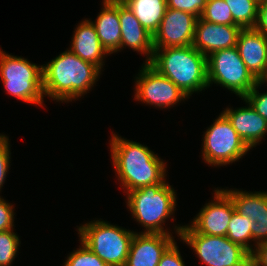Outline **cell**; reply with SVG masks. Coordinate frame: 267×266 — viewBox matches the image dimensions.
Masks as SVG:
<instances>
[{"instance_id":"obj_27","label":"cell","mask_w":267,"mask_h":266,"mask_svg":"<svg viewBox=\"0 0 267 266\" xmlns=\"http://www.w3.org/2000/svg\"><path fill=\"white\" fill-rule=\"evenodd\" d=\"M264 85L262 81H259L244 97L251 107L267 120V91L260 93L259 89Z\"/></svg>"},{"instance_id":"obj_37","label":"cell","mask_w":267,"mask_h":266,"mask_svg":"<svg viewBox=\"0 0 267 266\" xmlns=\"http://www.w3.org/2000/svg\"><path fill=\"white\" fill-rule=\"evenodd\" d=\"M248 266H255L252 262H250V264Z\"/></svg>"},{"instance_id":"obj_26","label":"cell","mask_w":267,"mask_h":266,"mask_svg":"<svg viewBox=\"0 0 267 266\" xmlns=\"http://www.w3.org/2000/svg\"><path fill=\"white\" fill-rule=\"evenodd\" d=\"M78 248L69 253L63 266H108L93 253L80 239Z\"/></svg>"},{"instance_id":"obj_1","label":"cell","mask_w":267,"mask_h":266,"mask_svg":"<svg viewBox=\"0 0 267 266\" xmlns=\"http://www.w3.org/2000/svg\"><path fill=\"white\" fill-rule=\"evenodd\" d=\"M115 176L123 193L167 182V163L147 145L113 133L109 140Z\"/></svg>"},{"instance_id":"obj_25","label":"cell","mask_w":267,"mask_h":266,"mask_svg":"<svg viewBox=\"0 0 267 266\" xmlns=\"http://www.w3.org/2000/svg\"><path fill=\"white\" fill-rule=\"evenodd\" d=\"M19 235L13 230L0 232V266H12L19 255L21 241Z\"/></svg>"},{"instance_id":"obj_2","label":"cell","mask_w":267,"mask_h":266,"mask_svg":"<svg viewBox=\"0 0 267 266\" xmlns=\"http://www.w3.org/2000/svg\"><path fill=\"white\" fill-rule=\"evenodd\" d=\"M44 96L66 103L84 98L102 75L93 63L82 60L68 48L42 65Z\"/></svg>"},{"instance_id":"obj_12","label":"cell","mask_w":267,"mask_h":266,"mask_svg":"<svg viewBox=\"0 0 267 266\" xmlns=\"http://www.w3.org/2000/svg\"><path fill=\"white\" fill-rule=\"evenodd\" d=\"M197 19L192 13L166 8L160 26L153 34V48L191 46Z\"/></svg>"},{"instance_id":"obj_13","label":"cell","mask_w":267,"mask_h":266,"mask_svg":"<svg viewBox=\"0 0 267 266\" xmlns=\"http://www.w3.org/2000/svg\"><path fill=\"white\" fill-rule=\"evenodd\" d=\"M240 215L249 217L252 239L256 245L267 242V191H246L222 188Z\"/></svg>"},{"instance_id":"obj_20","label":"cell","mask_w":267,"mask_h":266,"mask_svg":"<svg viewBox=\"0 0 267 266\" xmlns=\"http://www.w3.org/2000/svg\"><path fill=\"white\" fill-rule=\"evenodd\" d=\"M92 22L102 47L109 55L121 52V25L119 3H103L100 12Z\"/></svg>"},{"instance_id":"obj_11","label":"cell","mask_w":267,"mask_h":266,"mask_svg":"<svg viewBox=\"0 0 267 266\" xmlns=\"http://www.w3.org/2000/svg\"><path fill=\"white\" fill-rule=\"evenodd\" d=\"M213 191V200L204 204L189 225L199 234L226 236L235 206L221 187Z\"/></svg>"},{"instance_id":"obj_33","label":"cell","mask_w":267,"mask_h":266,"mask_svg":"<svg viewBox=\"0 0 267 266\" xmlns=\"http://www.w3.org/2000/svg\"><path fill=\"white\" fill-rule=\"evenodd\" d=\"M251 262L255 266H267V242L258 244L251 254Z\"/></svg>"},{"instance_id":"obj_28","label":"cell","mask_w":267,"mask_h":266,"mask_svg":"<svg viewBox=\"0 0 267 266\" xmlns=\"http://www.w3.org/2000/svg\"><path fill=\"white\" fill-rule=\"evenodd\" d=\"M9 136L0 133V193L4 187L8 171L11 167V147Z\"/></svg>"},{"instance_id":"obj_5","label":"cell","mask_w":267,"mask_h":266,"mask_svg":"<svg viewBox=\"0 0 267 266\" xmlns=\"http://www.w3.org/2000/svg\"><path fill=\"white\" fill-rule=\"evenodd\" d=\"M80 225L76 228L78 237L93 253L108 266H125L136 231L101 218Z\"/></svg>"},{"instance_id":"obj_7","label":"cell","mask_w":267,"mask_h":266,"mask_svg":"<svg viewBox=\"0 0 267 266\" xmlns=\"http://www.w3.org/2000/svg\"><path fill=\"white\" fill-rule=\"evenodd\" d=\"M0 80L10 96L30 105L45 107L42 65L0 49Z\"/></svg>"},{"instance_id":"obj_24","label":"cell","mask_w":267,"mask_h":266,"mask_svg":"<svg viewBox=\"0 0 267 266\" xmlns=\"http://www.w3.org/2000/svg\"><path fill=\"white\" fill-rule=\"evenodd\" d=\"M200 18L206 22L216 24L236 25L225 0H207V4Z\"/></svg>"},{"instance_id":"obj_22","label":"cell","mask_w":267,"mask_h":266,"mask_svg":"<svg viewBox=\"0 0 267 266\" xmlns=\"http://www.w3.org/2000/svg\"><path fill=\"white\" fill-rule=\"evenodd\" d=\"M252 222L249 217L240 215L238 212H234L231 220L228 224V230L226 237L234 243L241 245L250 254H252L256 248V244L252 239L251 226ZM254 247V248H253Z\"/></svg>"},{"instance_id":"obj_35","label":"cell","mask_w":267,"mask_h":266,"mask_svg":"<svg viewBox=\"0 0 267 266\" xmlns=\"http://www.w3.org/2000/svg\"><path fill=\"white\" fill-rule=\"evenodd\" d=\"M262 82H263L264 84L267 83V76L262 80ZM265 86H267V84H266Z\"/></svg>"},{"instance_id":"obj_8","label":"cell","mask_w":267,"mask_h":266,"mask_svg":"<svg viewBox=\"0 0 267 266\" xmlns=\"http://www.w3.org/2000/svg\"><path fill=\"white\" fill-rule=\"evenodd\" d=\"M202 139V160L211 167H223L238 162L250 151L222 112L207 127Z\"/></svg>"},{"instance_id":"obj_19","label":"cell","mask_w":267,"mask_h":266,"mask_svg":"<svg viewBox=\"0 0 267 266\" xmlns=\"http://www.w3.org/2000/svg\"><path fill=\"white\" fill-rule=\"evenodd\" d=\"M78 24L74 28L69 50L82 60L93 63L103 72L105 58L109 54L102 47L97 32L88 18Z\"/></svg>"},{"instance_id":"obj_9","label":"cell","mask_w":267,"mask_h":266,"mask_svg":"<svg viewBox=\"0 0 267 266\" xmlns=\"http://www.w3.org/2000/svg\"><path fill=\"white\" fill-rule=\"evenodd\" d=\"M208 87L216 84L243 98L259 81L242 61L237 47L207 56Z\"/></svg>"},{"instance_id":"obj_15","label":"cell","mask_w":267,"mask_h":266,"mask_svg":"<svg viewBox=\"0 0 267 266\" xmlns=\"http://www.w3.org/2000/svg\"><path fill=\"white\" fill-rule=\"evenodd\" d=\"M174 241L173 235L136 232L125 266H158L162 254Z\"/></svg>"},{"instance_id":"obj_34","label":"cell","mask_w":267,"mask_h":266,"mask_svg":"<svg viewBox=\"0 0 267 266\" xmlns=\"http://www.w3.org/2000/svg\"><path fill=\"white\" fill-rule=\"evenodd\" d=\"M126 0H102L103 3H124Z\"/></svg>"},{"instance_id":"obj_17","label":"cell","mask_w":267,"mask_h":266,"mask_svg":"<svg viewBox=\"0 0 267 266\" xmlns=\"http://www.w3.org/2000/svg\"><path fill=\"white\" fill-rule=\"evenodd\" d=\"M236 47L250 73L262 81L267 76V38L255 28L242 29Z\"/></svg>"},{"instance_id":"obj_18","label":"cell","mask_w":267,"mask_h":266,"mask_svg":"<svg viewBox=\"0 0 267 266\" xmlns=\"http://www.w3.org/2000/svg\"><path fill=\"white\" fill-rule=\"evenodd\" d=\"M119 21L121 25V51L129 48L145 57L149 63L153 57V35L147 31L124 4L119 3Z\"/></svg>"},{"instance_id":"obj_14","label":"cell","mask_w":267,"mask_h":266,"mask_svg":"<svg viewBox=\"0 0 267 266\" xmlns=\"http://www.w3.org/2000/svg\"><path fill=\"white\" fill-rule=\"evenodd\" d=\"M242 28L237 25H223L198 18L192 46L206 57L210 54L236 46Z\"/></svg>"},{"instance_id":"obj_4","label":"cell","mask_w":267,"mask_h":266,"mask_svg":"<svg viewBox=\"0 0 267 266\" xmlns=\"http://www.w3.org/2000/svg\"><path fill=\"white\" fill-rule=\"evenodd\" d=\"M124 195L131 218L144 228L141 233L173 235L165 226L166 220L175 221L172 216L177 206V192L169 182L143 186Z\"/></svg>"},{"instance_id":"obj_10","label":"cell","mask_w":267,"mask_h":266,"mask_svg":"<svg viewBox=\"0 0 267 266\" xmlns=\"http://www.w3.org/2000/svg\"><path fill=\"white\" fill-rule=\"evenodd\" d=\"M134 100L157 109H170L189 97L169 78L161 75L149 63L141 65L134 78Z\"/></svg>"},{"instance_id":"obj_32","label":"cell","mask_w":267,"mask_h":266,"mask_svg":"<svg viewBox=\"0 0 267 266\" xmlns=\"http://www.w3.org/2000/svg\"><path fill=\"white\" fill-rule=\"evenodd\" d=\"M254 28L267 38V0L259 4L258 18Z\"/></svg>"},{"instance_id":"obj_23","label":"cell","mask_w":267,"mask_h":266,"mask_svg":"<svg viewBox=\"0 0 267 266\" xmlns=\"http://www.w3.org/2000/svg\"><path fill=\"white\" fill-rule=\"evenodd\" d=\"M234 23L242 29L254 28L258 18L259 3L255 0H225Z\"/></svg>"},{"instance_id":"obj_29","label":"cell","mask_w":267,"mask_h":266,"mask_svg":"<svg viewBox=\"0 0 267 266\" xmlns=\"http://www.w3.org/2000/svg\"><path fill=\"white\" fill-rule=\"evenodd\" d=\"M166 3L167 8L186 11L200 18L207 0H166Z\"/></svg>"},{"instance_id":"obj_36","label":"cell","mask_w":267,"mask_h":266,"mask_svg":"<svg viewBox=\"0 0 267 266\" xmlns=\"http://www.w3.org/2000/svg\"><path fill=\"white\" fill-rule=\"evenodd\" d=\"M255 1H257L259 4L262 2V1H264V0H255Z\"/></svg>"},{"instance_id":"obj_6","label":"cell","mask_w":267,"mask_h":266,"mask_svg":"<svg viewBox=\"0 0 267 266\" xmlns=\"http://www.w3.org/2000/svg\"><path fill=\"white\" fill-rule=\"evenodd\" d=\"M178 225V226H177ZM173 225L178 239L187 244L206 266H248L251 254L226 236H210L197 233L189 224Z\"/></svg>"},{"instance_id":"obj_21","label":"cell","mask_w":267,"mask_h":266,"mask_svg":"<svg viewBox=\"0 0 267 266\" xmlns=\"http://www.w3.org/2000/svg\"><path fill=\"white\" fill-rule=\"evenodd\" d=\"M124 4L152 35L158 30L167 8L166 0H126Z\"/></svg>"},{"instance_id":"obj_30","label":"cell","mask_w":267,"mask_h":266,"mask_svg":"<svg viewBox=\"0 0 267 266\" xmlns=\"http://www.w3.org/2000/svg\"><path fill=\"white\" fill-rule=\"evenodd\" d=\"M15 206L0 196V232L15 229Z\"/></svg>"},{"instance_id":"obj_3","label":"cell","mask_w":267,"mask_h":266,"mask_svg":"<svg viewBox=\"0 0 267 266\" xmlns=\"http://www.w3.org/2000/svg\"><path fill=\"white\" fill-rule=\"evenodd\" d=\"M149 64L169 78L189 98L209 88L207 57L192 45L154 49Z\"/></svg>"},{"instance_id":"obj_16","label":"cell","mask_w":267,"mask_h":266,"mask_svg":"<svg viewBox=\"0 0 267 266\" xmlns=\"http://www.w3.org/2000/svg\"><path fill=\"white\" fill-rule=\"evenodd\" d=\"M246 106L227 107L221 111L230 121L237 134L252 150L267 135V120L258 114L251 105L241 98Z\"/></svg>"},{"instance_id":"obj_31","label":"cell","mask_w":267,"mask_h":266,"mask_svg":"<svg viewBox=\"0 0 267 266\" xmlns=\"http://www.w3.org/2000/svg\"><path fill=\"white\" fill-rule=\"evenodd\" d=\"M176 240L162 254L158 266H186Z\"/></svg>"}]
</instances>
